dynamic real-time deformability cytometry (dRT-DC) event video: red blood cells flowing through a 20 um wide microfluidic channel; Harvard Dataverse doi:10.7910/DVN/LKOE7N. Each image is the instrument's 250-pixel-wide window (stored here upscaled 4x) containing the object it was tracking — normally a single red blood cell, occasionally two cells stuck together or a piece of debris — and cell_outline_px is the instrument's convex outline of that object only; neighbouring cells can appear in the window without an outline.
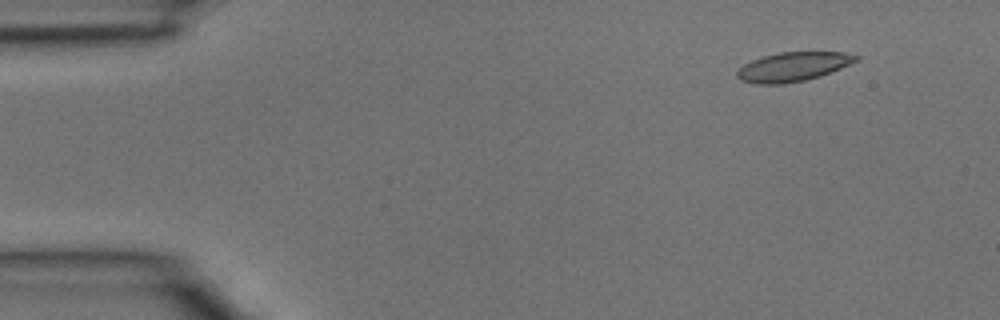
{"species": "common noctule bat (a hibernating species)", "species_latin": "Nyctalus noctula", "temperature_condition": "room temperature", "stored_images_in_passage": 3, "camera_frame_rate_fps": 3000, "um_per_image_px": 0.085, "animal": {"sex": "male", "body_mass_g": 15.6}, "frame": {"image": 1, "passage_image": 1, "time_ms": 0.0, "image_size_px": [1000, 320], "cell_outline_px": [[860, 60], [820, 76], [804, 80], [780, 84], [756, 84], [740, 80], [736, 76], [736, 72], [744, 64], [752, 60], [764, 56], [780, 52], [844, 52], [860, 56]], "centroid_in_image_um": [67.41, 5.67], "position_along_channel_um": 17.6, "area_um2": 20.11}}